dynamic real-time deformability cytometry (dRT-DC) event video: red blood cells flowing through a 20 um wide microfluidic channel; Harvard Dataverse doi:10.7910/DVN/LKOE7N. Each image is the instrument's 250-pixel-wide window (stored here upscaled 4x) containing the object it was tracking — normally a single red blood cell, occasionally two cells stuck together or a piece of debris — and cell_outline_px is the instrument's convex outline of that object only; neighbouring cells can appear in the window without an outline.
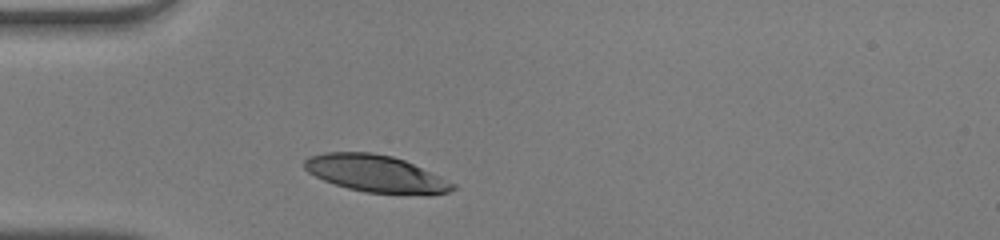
{"species": "human", "species_latin": "Homo sapiens", "temperature_condition": "warm", "stored_images_in_passage": 27, "camera_frame_rate_fps": 3000, "um_per_image_px": 0.085, "donor": {"sex": "male"}, "frame": {"image": 1, "passage_image": 1, "time_ms": 0.0, "image_size_px": [1000, 240], "cell_outline_px": [[456, 188], [448, 192], [428, 196], [368, 192], [348, 188], [324, 180], [308, 172], [304, 168], [304, 160], [308, 156], [324, 152], [372, 152], [392, 156], [404, 160], [440, 176], [456, 184]], "centroid_in_image_um": [31.98, 14.77], "position_along_channel_um": 53.0, "area_um2": 32.19}}
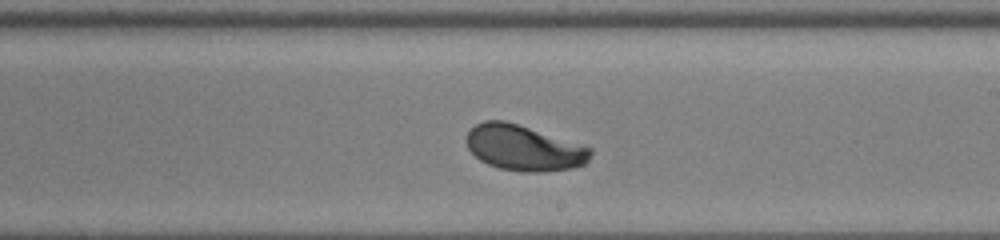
{"frame": {"image": 2, "passage_image": 16, "time_ms": 5.0, "image_size_px": [1000, 240], "cell_outline_px": [[592, 152], [588, 160], [584, 164], [572, 168], [540, 172], [524, 172], [500, 168], [488, 164], [480, 160], [468, 148], [464, 140], [468, 132], [476, 124], [484, 120], [504, 120], [584, 144], [592, 148]], "centroid_in_image_um": [44.53, 12.56], "position_along_channel_um": 244.5, "area_um2": 33.06}}
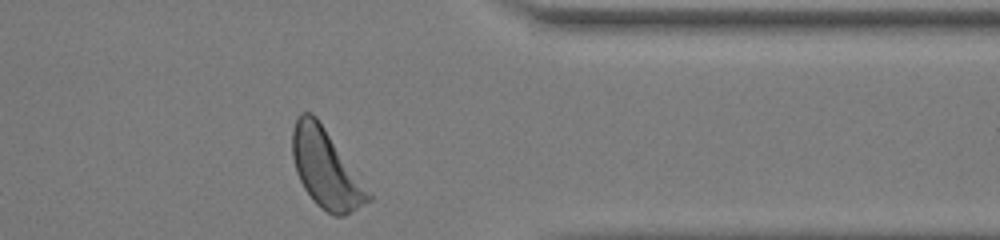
{"frame": {"image": 3, "passage_image": 27, "time_ms": 8.667, "image_size_px": [1000, 240], "cell_outline_px": [[372, 200], [344, 216], [336, 216], [320, 208], [312, 200], [304, 188], [296, 172], [292, 156], [292, 128], [296, 116], [300, 112], [312, 112], [316, 116], [372, 192]], "centroid_in_image_um": [27.7, 14.32], "position_along_channel_um": 383.7, "area_um2": 35.08}, "authors_computed_cell_mechanics": {"area_um2": 33.3506, "velocity_mm_per_s": 4.0714, "shape_relaxation_time_tau1_ms": 1.6355, "shape_relaxation_time_tau2_ms": null, "deformation_change_tau1": 0.1274, "deformation_change_tau2": null}}